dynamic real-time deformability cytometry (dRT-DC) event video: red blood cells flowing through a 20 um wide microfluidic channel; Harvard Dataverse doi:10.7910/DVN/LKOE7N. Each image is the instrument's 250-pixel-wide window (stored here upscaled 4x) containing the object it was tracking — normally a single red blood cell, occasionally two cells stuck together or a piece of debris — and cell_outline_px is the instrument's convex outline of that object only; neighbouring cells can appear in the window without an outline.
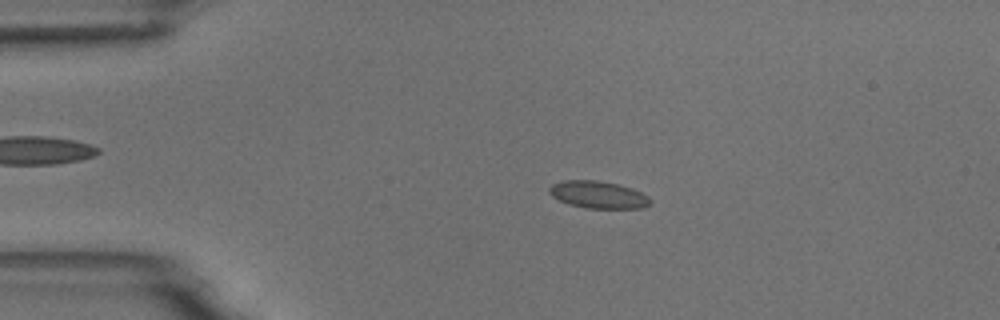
{"species": "common noctule bat (a hibernating species)", "species_latin": "Nyctalus noctula", "temperature_condition": "room temperature", "stored_images_in_passage": 5, "camera_frame_rate_fps": 3000, "um_per_image_px": 0.085, "animal": {"sex": "male", "body_mass_g": 18.8}, "frame": {"image": 1, "passage_image": 2, "time_ms": 2.0, "image_size_px": [1000, 320], "cell_outline_px": [[652, 204], [644, 208], [584, 208], [568, 204], [552, 196], [548, 192], [548, 188], [552, 184], [564, 180], [596, 180], [616, 184], [632, 188], [648, 196], [652, 200]], "centroid_in_image_um": [50.86, 16.56], "position_along_channel_um": 34.1, "area_um2": 16.13}}
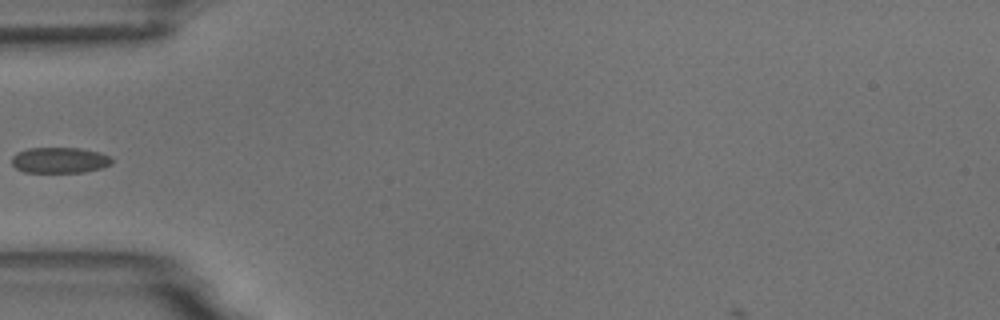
{"frame": {"image": 2, "passage_image": 4, "time_ms": 4.333, "image_size_px": [1000, 320], "cell_outline_px": [[112, 164], [100, 168], [84, 172], [24, 172], [16, 168], [12, 164], [12, 156], [16, 152], [28, 148], [80, 148], [100, 152], [112, 156]], "centroid_in_image_um": [5.08, 13.61], "position_along_channel_um": 79.9, "area_um2": 15.14}}